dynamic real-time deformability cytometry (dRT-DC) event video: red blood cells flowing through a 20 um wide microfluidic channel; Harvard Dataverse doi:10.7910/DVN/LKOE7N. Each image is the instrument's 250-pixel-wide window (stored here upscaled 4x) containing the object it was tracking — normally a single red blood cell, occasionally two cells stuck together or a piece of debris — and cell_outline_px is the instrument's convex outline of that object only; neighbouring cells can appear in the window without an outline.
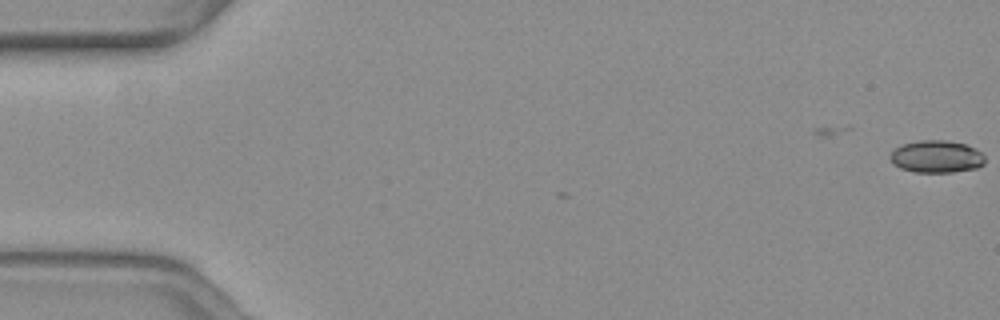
{"species": "common noctule bat (a hibernating species)", "species_latin": "Nyctalus noctula", "temperature_condition": "warm", "stored_images_in_passage": 5, "camera_frame_rate_fps": 3000, "um_per_image_px": 0.085, "animal": {"sex": "female", "body_mass_g": 19.3, "forearm_length_mm": 54.1}, "frame": {"image": 1, "passage_image": 5, "time_ms": 1.333, "image_size_px": [1000, 320], "cell_outline_px": [[984, 164], [976, 168], [952, 172], [916, 172], [900, 168], [892, 160], [892, 152], [896, 148], [904, 144], [920, 140], [944, 140], [964, 144], [980, 152], [984, 156]], "centroid_in_image_um": [79.63, 13.32], "position_along_channel_um": 5.4, "area_um2": 17.4}}